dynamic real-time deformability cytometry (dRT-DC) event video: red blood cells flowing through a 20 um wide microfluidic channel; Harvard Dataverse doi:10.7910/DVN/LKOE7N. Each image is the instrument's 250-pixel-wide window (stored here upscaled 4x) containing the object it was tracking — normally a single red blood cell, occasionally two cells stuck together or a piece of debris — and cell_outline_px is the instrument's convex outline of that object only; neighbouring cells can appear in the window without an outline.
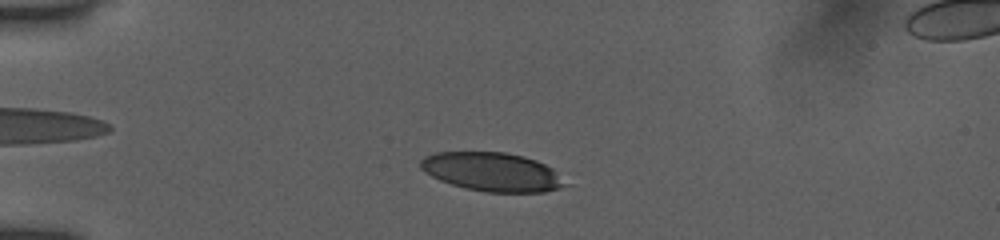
{"species": "human", "species_latin": "Homo sapiens", "temperature_condition": "room temperature", "stored_images_in_passage": 44, "camera_frame_rate_fps": 3000, "um_per_image_px": 0.085, "donor": {"sex": "female"}, "frame": {"image": 1, "passage_image": 5, "time_ms": 1.333, "image_size_px": [1000, 240], "cell_outline_px": [[572, 184], [560, 188], [544, 192], [484, 192], [452, 184], [440, 180], [424, 172], [420, 168], [420, 160], [424, 156], [436, 152], [504, 152], [524, 156], [536, 160], [552, 168]], "centroid_in_image_um": [41.88, 14.61], "position_along_channel_um": 43.1, "area_um2": 32.89}}
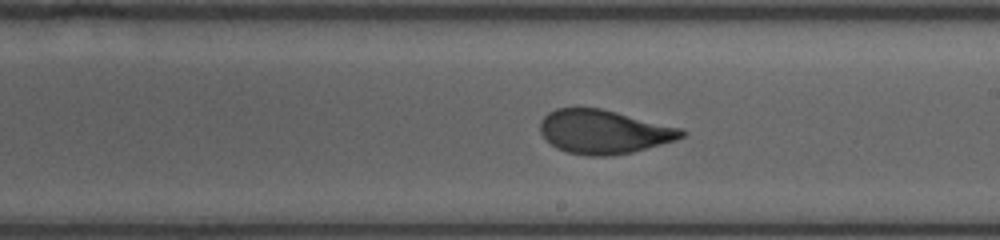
{"frame": {"image": 2, "passage_image": 23, "time_ms": 7.333, "image_size_px": [1000, 240], "cell_outline_px": [[688, 132], [684, 136], [676, 140], [632, 152], [608, 156], [588, 156], [564, 152], [556, 148], [540, 132], [540, 120], [548, 112], [556, 108], [600, 108], [684, 128]], "centroid_in_image_um": [51.34, 11.2], "position_along_channel_um": 237.7, "area_um2": 36.3}}
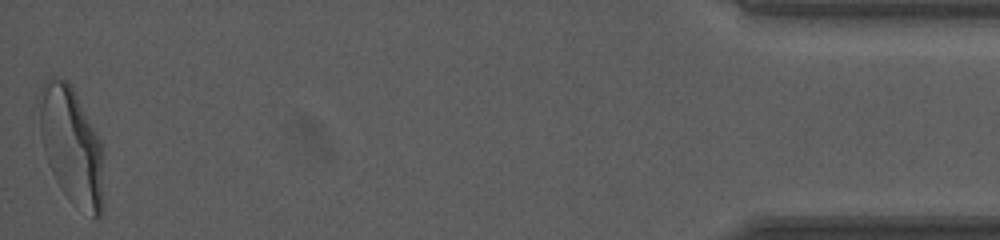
{"frame": {"image": 3, "passage_image": 44, "time_ms": 14.333, "image_size_px": [1000, 240], "cell_outline_px": [[104, 204], [100, 216], [92, 220], [60, 188], [48, 164], [44, 152], [40, 132], [36, 96], [44, 80], [52, 76], [68, 80], [72, 84], [100, 140]], "centroid_in_image_um": [6.04, 12.32], "position_along_channel_um": 429.2, "area_um2": 44.45}, "authors_computed_cell_mechanics": {"area_um2": 36.703, "velocity_mm_per_s": 3.9121, "shape_relaxation_time_tau1_ms": 4.1555, "shape_relaxation_time_tau2_ms": 0.9292, "deformation_change_tau1": 0.1997, "deformation_change_tau2": 0.0727}}